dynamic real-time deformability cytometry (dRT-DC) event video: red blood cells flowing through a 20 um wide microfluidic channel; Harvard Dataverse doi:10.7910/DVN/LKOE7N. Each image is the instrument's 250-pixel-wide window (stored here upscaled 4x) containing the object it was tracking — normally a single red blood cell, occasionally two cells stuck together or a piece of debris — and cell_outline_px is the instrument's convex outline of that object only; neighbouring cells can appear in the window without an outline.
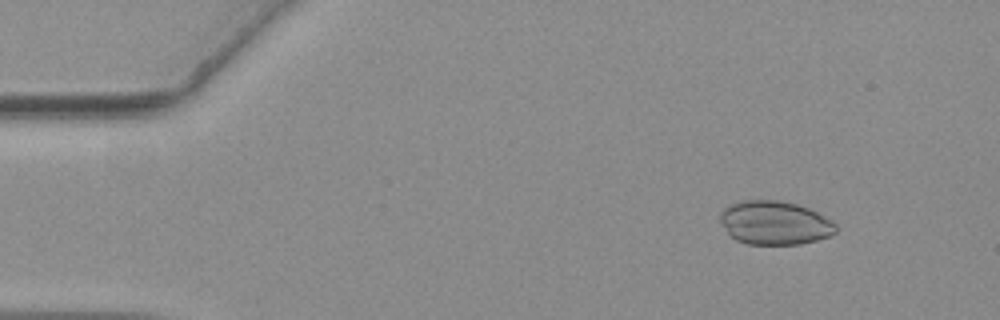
{"species": "common noctule bat (a hibernating species)", "species_latin": "Nyctalus noctula", "temperature_condition": "warm", "stored_images_in_passage": 57, "camera_frame_rate_fps": 3000, "um_per_image_px": 0.085, "animal": {"sex": "female", "body_mass_g": 19.3, "forearm_length_mm": 54.1}, "frame": {"image": 1, "passage_image": 7, "time_ms": 2.0, "image_size_px": [1000, 320], "cell_outline_px": [[836, 232], [828, 236], [816, 240], [800, 244], [748, 244], [736, 240], [728, 232], [720, 220], [720, 212], [728, 204], [740, 200], [776, 200], [796, 204], [808, 208], [832, 220], [836, 224]], "centroid_in_image_um": [65.83, 18.93], "position_along_channel_um": 19.2, "area_um2": 29.36}}
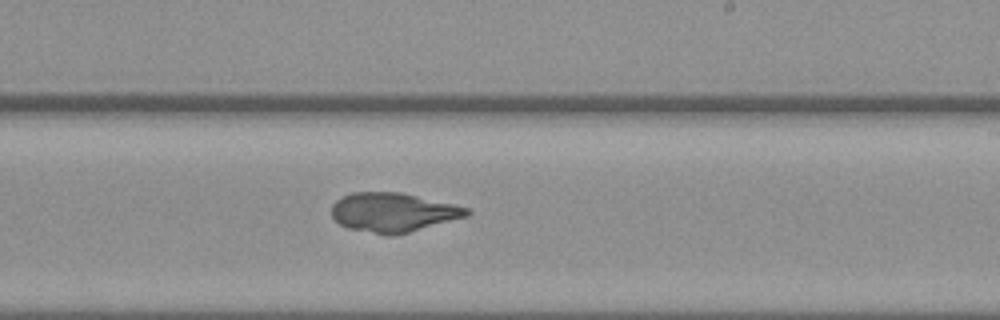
{"frame": {"image": 2, "passage_image": 34, "time_ms": 11.0, "image_size_px": [1000, 320], "cell_outline_px": [[472, 212], [468, 216], [408, 232], [392, 236], [388, 236], [348, 228], [340, 224], [332, 216], [332, 204], [340, 196], [352, 192], [400, 192], [452, 204], [468, 208]], "centroid_in_image_um": [33.38, 18.05], "position_along_channel_um": 255.6, "area_um2": 30.75}}
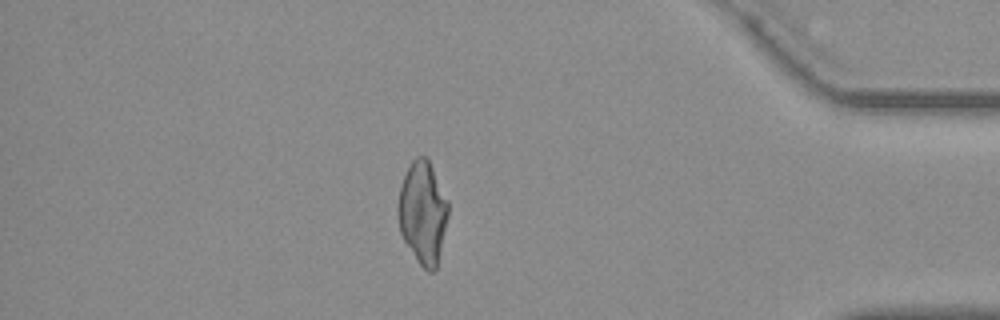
{"frame": {"image": 3, "passage_image": 49, "time_ms": 16.0, "image_size_px": [1000, 320], "cell_outline_px": [[448, 216], [436, 268], [432, 272], [428, 272], [420, 264], [404, 240], [400, 232], [396, 212], [396, 208], [400, 184], [412, 160], [416, 156], [424, 156], [428, 160], [448, 200]], "centroid_in_image_um": [35.91, 18.05], "position_along_channel_um": 399.3, "area_um2": 29.77}}